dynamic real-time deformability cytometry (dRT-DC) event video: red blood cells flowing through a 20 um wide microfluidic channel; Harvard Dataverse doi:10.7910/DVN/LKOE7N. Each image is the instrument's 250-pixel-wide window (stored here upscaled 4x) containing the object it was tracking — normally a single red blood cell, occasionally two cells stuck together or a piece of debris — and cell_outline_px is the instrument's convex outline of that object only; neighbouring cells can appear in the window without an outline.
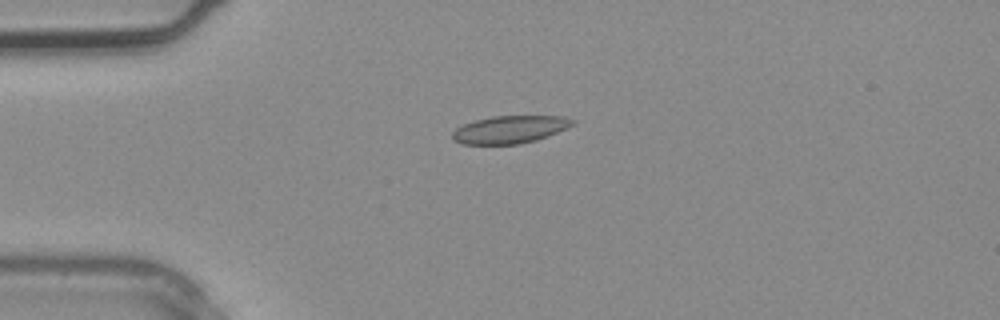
{"species": "common noctule bat (a hibernating species)", "species_latin": "Nyctalus noctula", "temperature_condition": "warm", "stored_images_in_passage": 2, "camera_frame_rate_fps": 3000, "um_per_image_px": 0.085, "animal": {"sex": "male", "body_mass_g": 20.4}, "frame": {"image": 1, "passage_image": 1, "time_ms": 0.0, "image_size_px": [1000, 320], "cell_outline_px": [[576, 124], [568, 128], [548, 136], [536, 140], [520, 144], [460, 144], [452, 140], [452, 132], [456, 128], [464, 124], [476, 120], [492, 116], [564, 116], [576, 120]], "centroid_in_image_um": [43.37, 11.01], "position_along_channel_um": 41.6, "area_um2": 19.54}}
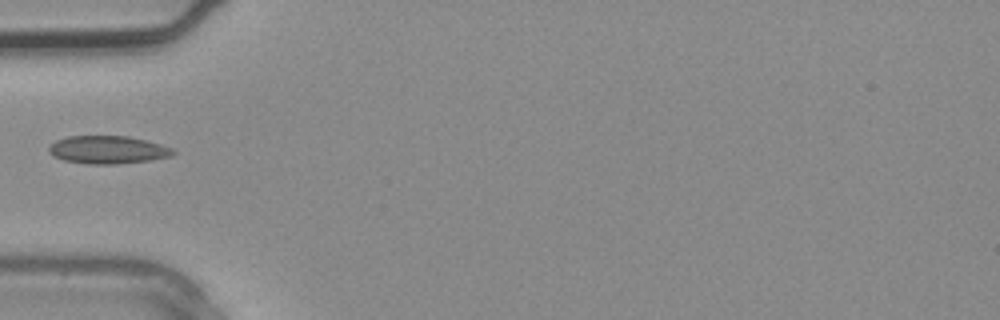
{"frame": {"image": 2, "passage_image": 2, "time_ms": 0.333, "image_size_px": [1000, 320], "cell_outline_px": [[176, 152], [172, 156], [148, 160], [116, 164], [88, 164], [64, 160], [48, 152], [48, 148], [56, 140], [68, 136], [128, 136], [160, 144], [172, 148]], "centroid_in_image_um": [9.16, 12.73], "position_along_channel_um": 75.8, "area_um2": 20.0}}